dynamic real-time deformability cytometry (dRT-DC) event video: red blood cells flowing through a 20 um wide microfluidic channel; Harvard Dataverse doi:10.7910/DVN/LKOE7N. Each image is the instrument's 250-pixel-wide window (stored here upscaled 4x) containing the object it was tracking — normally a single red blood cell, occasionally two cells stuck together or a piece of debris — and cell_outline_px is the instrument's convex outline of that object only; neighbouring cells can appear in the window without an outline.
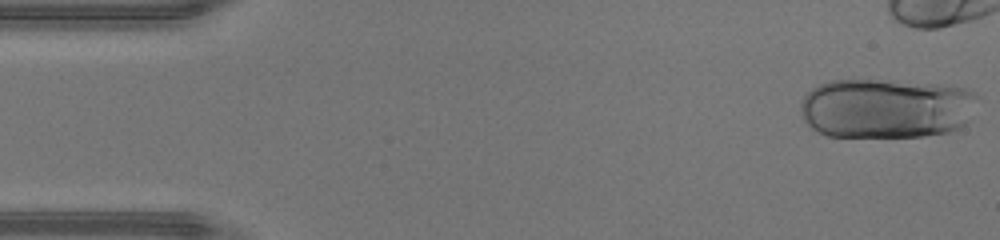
{"species": "human", "species_latin": "Homo sapiens", "temperature_condition": "warm", "stored_images_in_passage": 14, "camera_frame_rate_fps": 3000, "um_per_image_px": 0.085, "donor": {"sex": "male"}, "frame": {"image": 1, "passage_image": 1, "time_ms": 0.0, "image_size_px": [1000, 240], "cell_outline_px": [[980, 96], [968, 120], [960, 128], [948, 132], [924, 136], [828, 136], [812, 128], [804, 120], [800, 112], [800, 104], [804, 96], [812, 88], [820, 84], [832, 80], [892, 80], [940, 84], [964, 88], [976, 92]], "centroid_in_image_um": [75.35, 9.19], "position_along_channel_um": 9.6, "area_um2": 62.31}}